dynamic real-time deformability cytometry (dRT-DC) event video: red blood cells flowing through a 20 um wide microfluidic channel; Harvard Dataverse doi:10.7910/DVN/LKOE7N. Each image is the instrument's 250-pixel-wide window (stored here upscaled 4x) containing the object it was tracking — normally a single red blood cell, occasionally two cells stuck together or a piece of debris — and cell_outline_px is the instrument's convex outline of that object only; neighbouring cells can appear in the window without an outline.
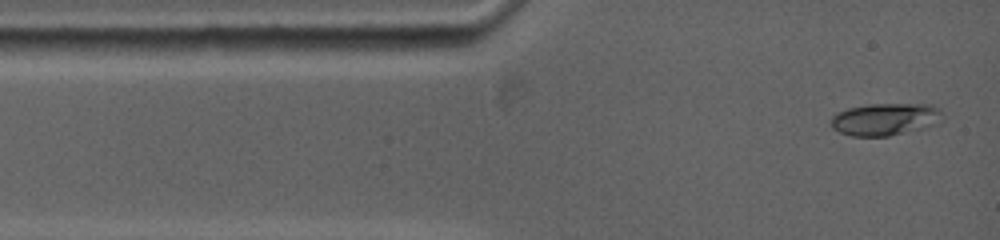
{"species": "common noctule bat (a hibernating species)", "species_latin": "Nyctalus noctula", "temperature_condition": "warm", "stored_images_in_passage": 21, "camera_frame_rate_fps": 5000, "um_per_image_px": 0.085, "animal": {"sex": "female", "body_mass_g": 19.0, "forearm_length_mm": 53.3}, "frame": {"image": 1, "passage_image": 1, "time_ms": 0.0, "image_size_px": [1000, 240], "cell_outline_px": [[940, 124], [888, 136], [852, 136], [840, 132], [832, 128], [828, 120], [836, 112], [848, 108], [868, 104], [932, 104], [940, 108]], "centroid_in_image_um": [75.21, 10.13], "position_along_channel_um": 9.8, "area_um2": 21.15}}
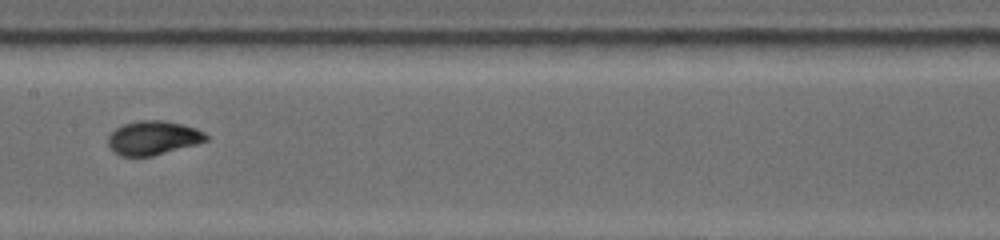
{"frame": {"image": 2, "passage_image": 11, "time_ms": 5.8, "image_size_px": [1000, 240], "cell_outline_px": [[208, 140], [152, 156], [120, 156], [108, 144], [108, 136], [116, 128], [124, 124], [140, 120], [164, 120], [196, 128], [204, 132], [208, 136]], "centroid_in_image_um": [13.01, 11.71], "position_along_channel_um": 194.4, "area_um2": 19.07}}
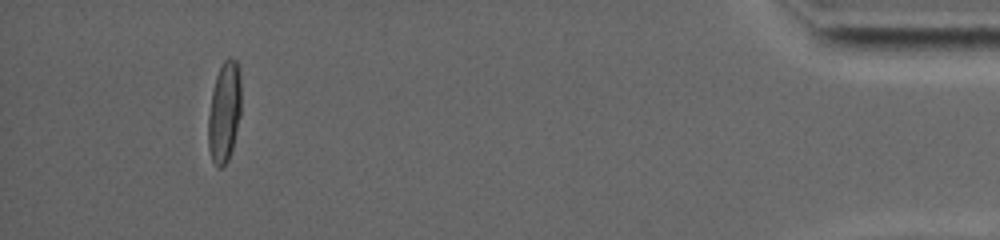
{"frame": {"image": 3, "passage_image": 19, "time_ms": 14.0, "image_size_px": [1000, 240], "cell_outline_px": [[240, 116], [232, 148], [228, 160], [220, 168], [216, 168], [212, 160], [208, 148], [208, 116], [212, 92], [216, 76], [224, 60], [228, 56], [232, 56], [236, 60], [240, 76]], "centroid_in_image_um": [19.06, 9.52], "position_along_channel_um": 416.1, "area_um2": 19.31}, "authors_computed_cell_mechanics": {"area_um2": 18.6694, "velocity_mm_per_s": 3.8412, "shape_relaxation_time_tau1_ms": 7.8222, "shape_relaxation_time_tau2_ms": null, "deformation_change_tau1": 0.2587, "deformation_change_tau2": null}}